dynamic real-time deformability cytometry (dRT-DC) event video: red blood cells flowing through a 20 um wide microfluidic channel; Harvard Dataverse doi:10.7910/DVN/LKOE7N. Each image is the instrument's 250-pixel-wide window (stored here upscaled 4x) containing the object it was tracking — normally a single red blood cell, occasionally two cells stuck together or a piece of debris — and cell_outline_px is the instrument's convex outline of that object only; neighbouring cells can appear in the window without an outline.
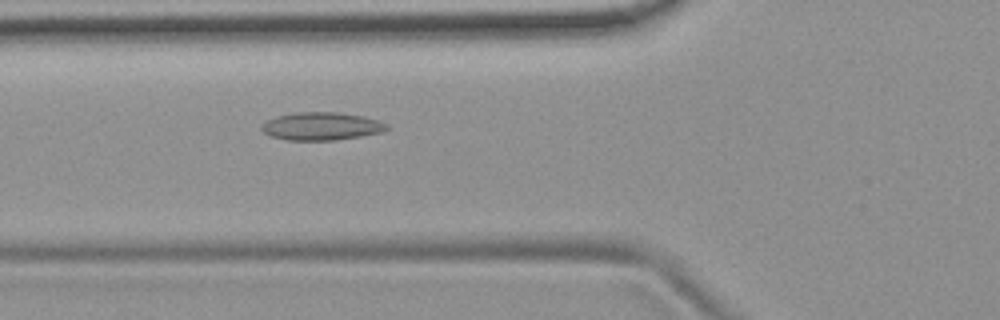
{"species": "common noctule bat (a hibernating species)", "species_latin": "Nyctalus noctula", "temperature_condition": "room temperature", "stored_images_in_passage": 54, "camera_frame_rate_fps": 3000, "um_per_image_px": 0.085, "animal": {"sex": "female", "body_mass_g": 19.9}, "frame": {"image": 1, "passage_image": 20, "time_ms": 6.333, "image_size_px": [1000, 320], "cell_outline_px": [[388, 128], [380, 132], [360, 136], [336, 140], [288, 140], [272, 136], [264, 132], [260, 128], [260, 124], [276, 116], [296, 112], [336, 112], [364, 116], [388, 124]], "centroid_in_image_um": [27.29, 10.72], "position_along_channel_um": 98.5, "area_um2": 20.23}}
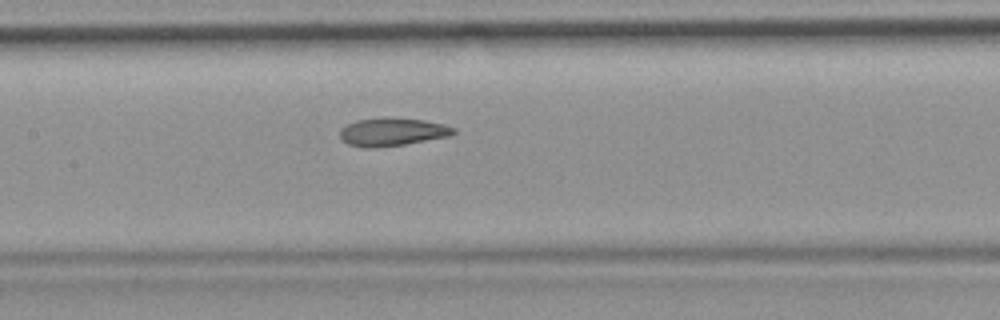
{"frame": {"image": 2, "passage_image": 26, "time_ms": 8.333, "image_size_px": [1000, 320], "cell_outline_px": [[456, 132], [448, 136], [404, 144], [376, 148], [364, 148], [348, 144], [340, 136], [340, 128], [356, 120], [384, 116], [392, 116], [424, 120], [444, 124], [456, 128]], "centroid_in_image_um": [33.33, 11.19], "position_along_channel_um": 174.1, "area_um2": 18.84}}
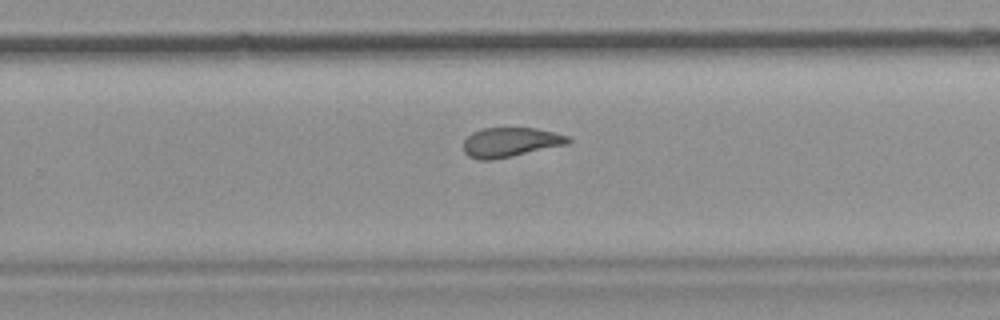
{"frame": {"image": 3, "passage_image": 35, "time_ms": 11.333, "image_size_px": [1000, 320], "cell_outline_px": [[572, 140], [568, 144], [512, 156], [492, 160], [476, 160], [468, 156], [464, 152], [464, 140], [472, 132], [480, 128], [536, 128], [568, 136]], "centroid_in_image_um": [43.35, 12.09], "position_along_channel_um": 286.4, "area_um2": 18.03}, "authors_computed_cell_mechanics": {"area_um2": 19.6231, "velocity_mm_per_s": 3.7644, "shape_relaxation_time_tau1_ms": null, "shape_relaxation_time_tau2_ms": 2.6534, "deformation_change_tau1": null, "deformation_change_tau2": 0.1032}}